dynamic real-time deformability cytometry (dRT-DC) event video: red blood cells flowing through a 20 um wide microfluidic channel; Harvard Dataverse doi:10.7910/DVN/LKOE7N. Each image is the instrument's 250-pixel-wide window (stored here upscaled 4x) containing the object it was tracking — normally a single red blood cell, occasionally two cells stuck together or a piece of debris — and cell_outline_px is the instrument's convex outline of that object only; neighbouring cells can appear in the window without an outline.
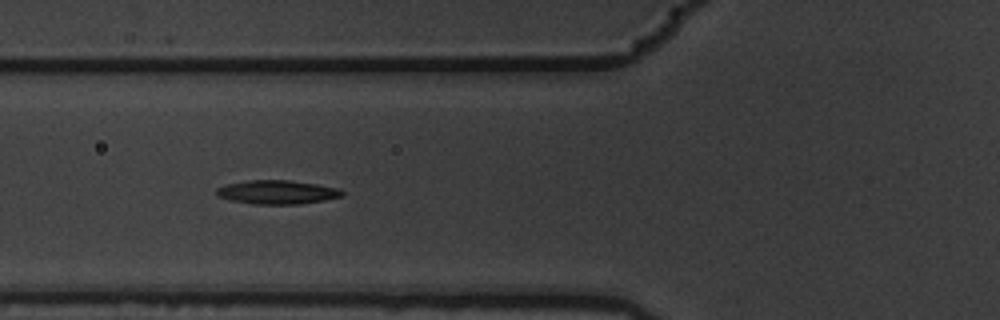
{"species": "common noctule bat (a hibernating species)", "species_latin": "Nyctalus noctula", "temperature_condition": "warm", "stored_images_in_passage": 9, "segment_of_instrument_passage": [1, 2], "camera_frame_rate_fps": 3000, "um_per_image_px": 0.085, "animal": {"sex": "male", "body_mass_g": 19.5, "forearm_length_mm": 54.6}, "frame": {"image": 1, "passage_image": 7, "time_ms": 2.0, "image_size_px": [1000, 320], "cell_outline_px": [[344, 196], [324, 200], [300, 204], [252, 204], [228, 200], [216, 196], [216, 188], [228, 184], [248, 180], [288, 180], [316, 184], [340, 188], [344, 192]], "centroid_in_image_um": [23.55, 16.34], "position_along_channel_um": 102.2, "area_um2": 17.57}}
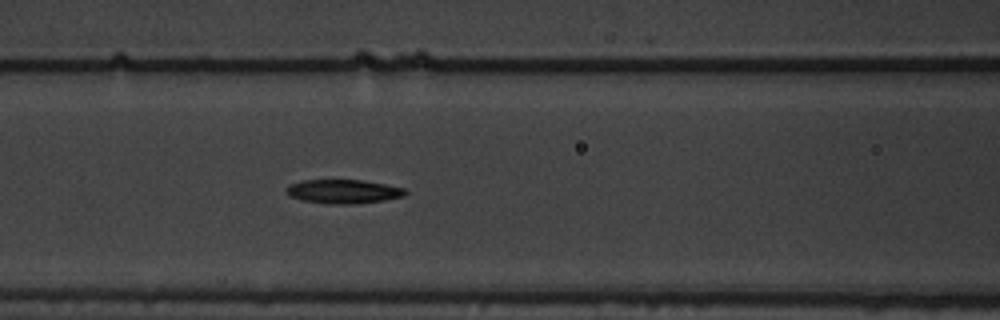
{"frame": {"image": 2, "passage_image": 8, "time_ms": 2.333, "image_size_px": [1000, 320], "cell_outline_px": [[408, 192], [404, 196], [384, 200], [352, 204], [324, 204], [300, 200], [288, 196], [284, 192], [284, 188], [288, 184], [300, 180], [360, 180], [384, 184], [404, 188]], "centroid_in_image_um": [29.08, 16.28], "position_along_channel_um": 137.5, "area_um2": 16.88}}